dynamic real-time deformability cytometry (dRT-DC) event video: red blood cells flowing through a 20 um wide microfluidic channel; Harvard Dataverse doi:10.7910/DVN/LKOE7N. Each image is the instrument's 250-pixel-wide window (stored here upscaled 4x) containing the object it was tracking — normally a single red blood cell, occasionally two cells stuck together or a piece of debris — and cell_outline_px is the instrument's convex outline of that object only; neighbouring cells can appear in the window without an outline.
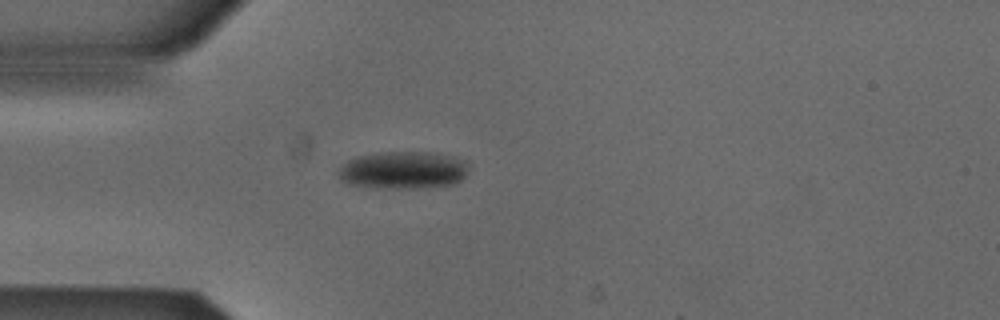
{"species": "Egyptian fruit bat (a non-hibernating species)", "species_latin": "Rousettus aegyptiacus", "temperature_condition": "cold", "stored_images_in_passage": 2, "camera_frame_rate_fps": 3000, "um_per_image_px": 0.085, "animal": {"sex": "male"}, "frame": {"image": 1, "passage_image": 2, "time_ms": 0.333, "image_size_px": [1000, 320], "cell_outline_px": [[468, 172], [460, 180], [452, 184], [424, 188], [372, 188], [348, 184], [340, 180], [336, 172], [348, 160], [360, 156], [388, 152], [428, 152], [452, 156], [468, 160]], "centroid_in_image_um": [34.28, 14.47], "position_along_channel_um": 50.7, "area_um2": 28.67}}